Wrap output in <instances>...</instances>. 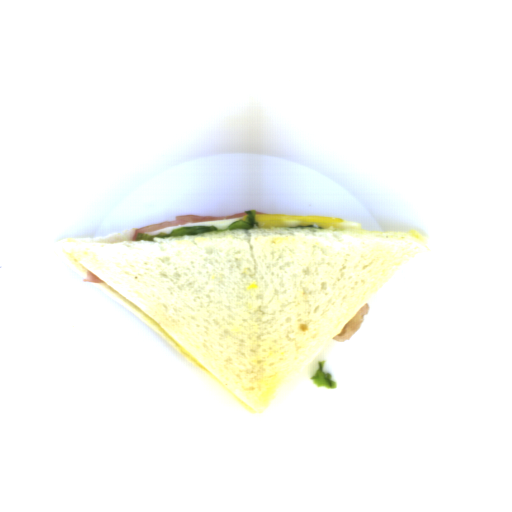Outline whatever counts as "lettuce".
<instances>
[{
	"label": "lettuce",
	"mask_w": 512,
	"mask_h": 512,
	"mask_svg": "<svg viewBox=\"0 0 512 512\" xmlns=\"http://www.w3.org/2000/svg\"><path fill=\"white\" fill-rule=\"evenodd\" d=\"M246 220H236L225 229H218L214 225H187L177 229H173L170 233H158L150 235L148 233H138L136 236V242L154 241L155 238H169V239H180L183 236L201 235L210 233H220L229 230H252L259 228L258 222L256 221V210H246Z\"/></svg>",
	"instance_id": "obj_1"
},
{
	"label": "lettuce",
	"mask_w": 512,
	"mask_h": 512,
	"mask_svg": "<svg viewBox=\"0 0 512 512\" xmlns=\"http://www.w3.org/2000/svg\"><path fill=\"white\" fill-rule=\"evenodd\" d=\"M325 363H326L325 360L319 361V364H318V367H317V370H316L314 376L309 379L312 381V383L316 384L317 388L324 387V388H327L330 390L336 389L337 382H334L332 380L331 373L324 371Z\"/></svg>",
	"instance_id": "obj_2"
},
{
	"label": "lettuce",
	"mask_w": 512,
	"mask_h": 512,
	"mask_svg": "<svg viewBox=\"0 0 512 512\" xmlns=\"http://www.w3.org/2000/svg\"><path fill=\"white\" fill-rule=\"evenodd\" d=\"M288 229H309V230H324V228L317 226L315 224L311 225H294V226H288Z\"/></svg>",
	"instance_id": "obj_3"
}]
</instances>
